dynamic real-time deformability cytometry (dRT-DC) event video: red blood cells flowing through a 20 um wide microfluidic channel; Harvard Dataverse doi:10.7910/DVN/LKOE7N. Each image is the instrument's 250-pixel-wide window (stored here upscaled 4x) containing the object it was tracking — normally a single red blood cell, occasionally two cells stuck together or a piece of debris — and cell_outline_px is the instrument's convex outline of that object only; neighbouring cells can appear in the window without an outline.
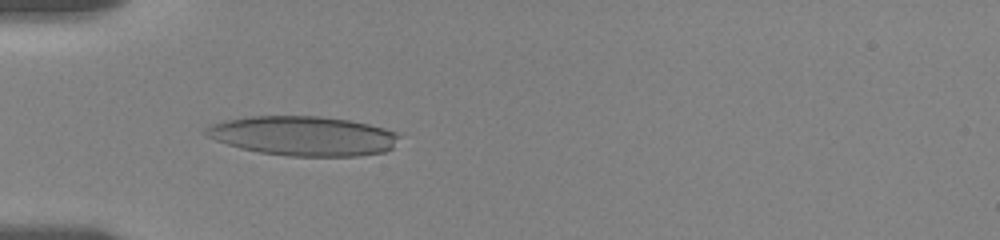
{"species": "human", "species_latin": "Homo sapiens", "temperature_condition": "room temperature", "stored_images_in_passage": 12, "camera_frame_rate_fps": 3000, "um_per_image_px": 0.085, "donor": {"sex": "female"}, "frame": {"image": 1, "passage_image": 7, "time_ms": 1.333, "image_size_px": [1000, 240], "cell_outline_px": [[400, 136], [392, 148], [384, 152], [360, 156], [288, 156], [260, 152], [240, 148], [204, 136], [204, 128], [212, 124], [224, 120], [248, 116], [320, 116], [348, 120], [368, 124], [384, 128], [396, 132]], "centroid_in_image_um": [25.75, 11.55], "position_along_channel_um": 59.2, "area_um2": 44.62}}